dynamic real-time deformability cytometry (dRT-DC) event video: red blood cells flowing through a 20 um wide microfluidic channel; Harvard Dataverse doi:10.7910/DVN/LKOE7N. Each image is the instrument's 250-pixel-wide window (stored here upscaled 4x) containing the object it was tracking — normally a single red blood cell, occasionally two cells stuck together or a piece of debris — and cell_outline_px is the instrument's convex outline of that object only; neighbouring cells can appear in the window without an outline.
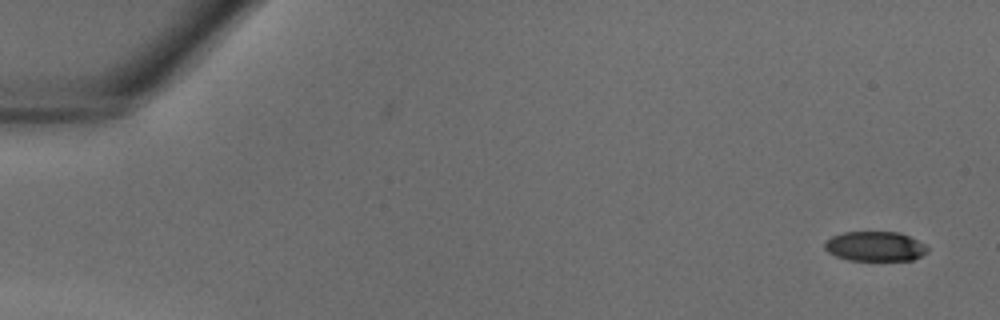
{"species": "common noctule bat (a hibernating species)", "species_latin": "Nyctalus noctula", "temperature_condition": "warm", "stored_images_in_passage": 39, "camera_frame_rate_fps": 3000, "um_per_image_px": 0.085, "animal": {"sex": "male", "body_mass_g": 18.8}, "frame": {"image": 1, "passage_image": 1, "time_ms": 0.0, "image_size_px": [1000, 320], "cell_outline_px": [[928, 252], [912, 260], [848, 260], [836, 256], [828, 252], [824, 248], [824, 240], [832, 236], [844, 232], [900, 232], [924, 244], [928, 248]], "centroid_in_image_um": [74.35, 20.94], "position_along_channel_um": 10.7, "area_um2": 17.8}}
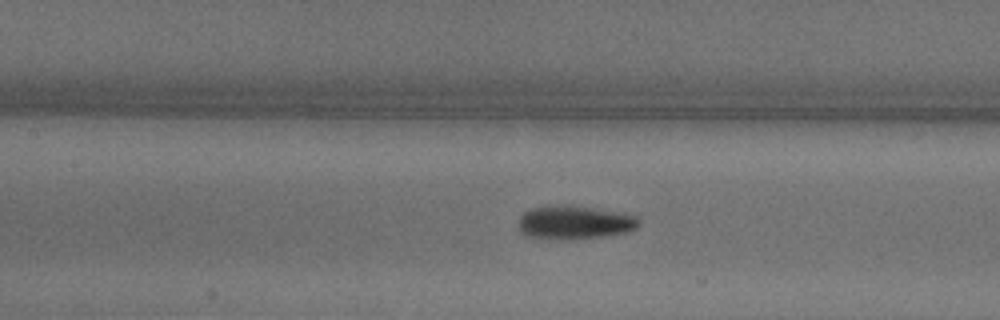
{"frame": {"image": 2, "passage_image": 18, "time_ms": 5.667, "image_size_px": [1000, 320], "cell_outline_px": [[640, 224], [636, 228], [628, 232], [604, 236], [568, 240], [560, 240], [524, 236], [520, 232], [520, 216], [524, 212], [532, 208], [588, 208], [636, 216], [640, 220]], "centroid_in_image_um": [48.84, 18.98], "position_along_channel_um": 158.6, "area_um2": 22.54}}
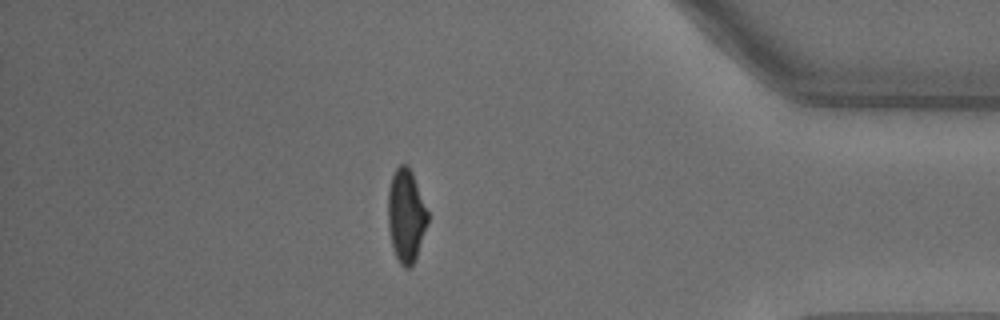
{"frame": {"image": 3, "passage_image": 34, "time_ms": 11.0, "image_size_px": [1000, 320], "cell_outline_px": [[428, 224], [416, 256], [412, 264], [408, 268], [404, 268], [400, 264], [392, 248], [388, 228], [388, 188], [392, 176], [396, 168], [400, 164], [408, 164], [412, 172], [428, 212]], "centroid_in_image_um": [34.5, 18.32], "position_along_channel_um": 400.7, "area_um2": 21.56}}